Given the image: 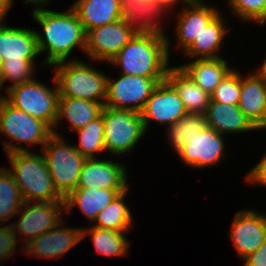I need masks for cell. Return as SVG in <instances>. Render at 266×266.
<instances>
[{
    "instance_id": "cell-1",
    "label": "cell",
    "mask_w": 266,
    "mask_h": 266,
    "mask_svg": "<svg viewBox=\"0 0 266 266\" xmlns=\"http://www.w3.org/2000/svg\"><path fill=\"white\" fill-rule=\"evenodd\" d=\"M32 17L39 23L44 33L42 35L35 31L39 53L48 52L43 66L68 61L71 51L76 46L85 51L86 33L71 7L66 12L48 9L32 11Z\"/></svg>"
},
{
    "instance_id": "cell-2",
    "label": "cell",
    "mask_w": 266,
    "mask_h": 266,
    "mask_svg": "<svg viewBox=\"0 0 266 266\" xmlns=\"http://www.w3.org/2000/svg\"><path fill=\"white\" fill-rule=\"evenodd\" d=\"M4 149L12 167V170L7 169L13 175L25 202L64 201L54 187L43 155L34 154L11 142H4Z\"/></svg>"
},
{
    "instance_id": "cell-3",
    "label": "cell",
    "mask_w": 266,
    "mask_h": 266,
    "mask_svg": "<svg viewBox=\"0 0 266 266\" xmlns=\"http://www.w3.org/2000/svg\"><path fill=\"white\" fill-rule=\"evenodd\" d=\"M170 43L168 37L135 34L109 63L120 65L121 74L166 78Z\"/></svg>"
},
{
    "instance_id": "cell-4",
    "label": "cell",
    "mask_w": 266,
    "mask_h": 266,
    "mask_svg": "<svg viewBox=\"0 0 266 266\" xmlns=\"http://www.w3.org/2000/svg\"><path fill=\"white\" fill-rule=\"evenodd\" d=\"M59 97L100 102L104 105L108 76L83 61L68 60L53 64Z\"/></svg>"
},
{
    "instance_id": "cell-5",
    "label": "cell",
    "mask_w": 266,
    "mask_h": 266,
    "mask_svg": "<svg viewBox=\"0 0 266 266\" xmlns=\"http://www.w3.org/2000/svg\"><path fill=\"white\" fill-rule=\"evenodd\" d=\"M59 134L54 129L53 135L42 147V151L54 187L65 198L76 189L86 158L75 149L74 145L64 143V138L62 139V135Z\"/></svg>"
},
{
    "instance_id": "cell-6",
    "label": "cell",
    "mask_w": 266,
    "mask_h": 266,
    "mask_svg": "<svg viewBox=\"0 0 266 266\" xmlns=\"http://www.w3.org/2000/svg\"><path fill=\"white\" fill-rule=\"evenodd\" d=\"M55 89L50 90L39 81L32 80L9 88L7 102L30 116L45 122L52 130L57 120L59 89L55 76Z\"/></svg>"
},
{
    "instance_id": "cell-7",
    "label": "cell",
    "mask_w": 266,
    "mask_h": 266,
    "mask_svg": "<svg viewBox=\"0 0 266 266\" xmlns=\"http://www.w3.org/2000/svg\"><path fill=\"white\" fill-rule=\"evenodd\" d=\"M101 114L105 149L113 155L130 152L146 132L139 112L104 106Z\"/></svg>"
},
{
    "instance_id": "cell-8",
    "label": "cell",
    "mask_w": 266,
    "mask_h": 266,
    "mask_svg": "<svg viewBox=\"0 0 266 266\" xmlns=\"http://www.w3.org/2000/svg\"><path fill=\"white\" fill-rule=\"evenodd\" d=\"M166 78H146L121 74L119 79L108 77L105 107L141 112L160 82Z\"/></svg>"
},
{
    "instance_id": "cell-9",
    "label": "cell",
    "mask_w": 266,
    "mask_h": 266,
    "mask_svg": "<svg viewBox=\"0 0 266 266\" xmlns=\"http://www.w3.org/2000/svg\"><path fill=\"white\" fill-rule=\"evenodd\" d=\"M0 133L18 142L44 146L53 135V130L45 122L6 101L0 106Z\"/></svg>"
},
{
    "instance_id": "cell-10",
    "label": "cell",
    "mask_w": 266,
    "mask_h": 266,
    "mask_svg": "<svg viewBox=\"0 0 266 266\" xmlns=\"http://www.w3.org/2000/svg\"><path fill=\"white\" fill-rule=\"evenodd\" d=\"M30 204V205H29ZM23 208V209H22ZM64 201L24 202L20 208L18 223H13L15 233L24 235L25 244L56 227L64 221L59 212L64 210ZM15 224V225H14Z\"/></svg>"
},
{
    "instance_id": "cell-11",
    "label": "cell",
    "mask_w": 266,
    "mask_h": 266,
    "mask_svg": "<svg viewBox=\"0 0 266 266\" xmlns=\"http://www.w3.org/2000/svg\"><path fill=\"white\" fill-rule=\"evenodd\" d=\"M135 34L122 19L93 28L86 33L85 53L91 60L109 63Z\"/></svg>"
},
{
    "instance_id": "cell-12",
    "label": "cell",
    "mask_w": 266,
    "mask_h": 266,
    "mask_svg": "<svg viewBox=\"0 0 266 266\" xmlns=\"http://www.w3.org/2000/svg\"><path fill=\"white\" fill-rule=\"evenodd\" d=\"M145 130L149 123L173 125L187 114L176 89L167 81L160 82L140 112Z\"/></svg>"
},
{
    "instance_id": "cell-13",
    "label": "cell",
    "mask_w": 266,
    "mask_h": 266,
    "mask_svg": "<svg viewBox=\"0 0 266 266\" xmlns=\"http://www.w3.org/2000/svg\"><path fill=\"white\" fill-rule=\"evenodd\" d=\"M230 238L242 259L254 253L266 239V215L254 210L237 212L232 222Z\"/></svg>"
},
{
    "instance_id": "cell-14",
    "label": "cell",
    "mask_w": 266,
    "mask_h": 266,
    "mask_svg": "<svg viewBox=\"0 0 266 266\" xmlns=\"http://www.w3.org/2000/svg\"><path fill=\"white\" fill-rule=\"evenodd\" d=\"M223 135L206 126L199 134L184 144L179 151L182 162L188 166L205 168L220 162L224 155Z\"/></svg>"
},
{
    "instance_id": "cell-15",
    "label": "cell",
    "mask_w": 266,
    "mask_h": 266,
    "mask_svg": "<svg viewBox=\"0 0 266 266\" xmlns=\"http://www.w3.org/2000/svg\"><path fill=\"white\" fill-rule=\"evenodd\" d=\"M125 165L111 160L86 159L76 189H128Z\"/></svg>"
},
{
    "instance_id": "cell-16",
    "label": "cell",
    "mask_w": 266,
    "mask_h": 266,
    "mask_svg": "<svg viewBox=\"0 0 266 266\" xmlns=\"http://www.w3.org/2000/svg\"><path fill=\"white\" fill-rule=\"evenodd\" d=\"M60 224L64 222L30 240L22 249L32 257L52 259L63 256L83 238L82 228L60 227Z\"/></svg>"
},
{
    "instance_id": "cell-17",
    "label": "cell",
    "mask_w": 266,
    "mask_h": 266,
    "mask_svg": "<svg viewBox=\"0 0 266 266\" xmlns=\"http://www.w3.org/2000/svg\"><path fill=\"white\" fill-rule=\"evenodd\" d=\"M178 15L177 44L186 51L218 14V9L206 6L203 0H191Z\"/></svg>"
},
{
    "instance_id": "cell-18",
    "label": "cell",
    "mask_w": 266,
    "mask_h": 266,
    "mask_svg": "<svg viewBox=\"0 0 266 266\" xmlns=\"http://www.w3.org/2000/svg\"><path fill=\"white\" fill-rule=\"evenodd\" d=\"M121 19L136 34H152L166 37L160 23L155 22L166 10L154 0H120ZM159 15V16H158Z\"/></svg>"
},
{
    "instance_id": "cell-19",
    "label": "cell",
    "mask_w": 266,
    "mask_h": 266,
    "mask_svg": "<svg viewBox=\"0 0 266 266\" xmlns=\"http://www.w3.org/2000/svg\"><path fill=\"white\" fill-rule=\"evenodd\" d=\"M39 54L35 30L0 24V56L3 61L35 60Z\"/></svg>"
},
{
    "instance_id": "cell-20",
    "label": "cell",
    "mask_w": 266,
    "mask_h": 266,
    "mask_svg": "<svg viewBox=\"0 0 266 266\" xmlns=\"http://www.w3.org/2000/svg\"><path fill=\"white\" fill-rule=\"evenodd\" d=\"M239 108L258 129H266V84L256 74L243 78Z\"/></svg>"
},
{
    "instance_id": "cell-21",
    "label": "cell",
    "mask_w": 266,
    "mask_h": 266,
    "mask_svg": "<svg viewBox=\"0 0 266 266\" xmlns=\"http://www.w3.org/2000/svg\"><path fill=\"white\" fill-rule=\"evenodd\" d=\"M208 127L220 134L239 133L258 130L246 115L240 110L239 105L210 101L204 114Z\"/></svg>"
},
{
    "instance_id": "cell-22",
    "label": "cell",
    "mask_w": 266,
    "mask_h": 266,
    "mask_svg": "<svg viewBox=\"0 0 266 266\" xmlns=\"http://www.w3.org/2000/svg\"><path fill=\"white\" fill-rule=\"evenodd\" d=\"M71 8L79 17L85 33L121 19L120 0H77Z\"/></svg>"
},
{
    "instance_id": "cell-23",
    "label": "cell",
    "mask_w": 266,
    "mask_h": 266,
    "mask_svg": "<svg viewBox=\"0 0 266 266\" xmlns=\"http://www.w3.org/2000/svg\"><path fill=\"white\" fill-rule=\"evenodd\" d=\"M166 80L176 89L187 113L205 114L211 96L180 67H169Z\"/></svg>"
},
{
    "instance_id": "cell-24",
    "label": "cell",
    "mask_w": 266,
    "mask_h": 266,
    "mask_svg": "<svg viewBox=\"0 0 266 266\" xmlns=\"http://www.w3.org/2000/svg\"><path fill=\"white\" fill-rule=\"evenodd\" d=\"M128 189H75L64 198V211H71L74 205H77L83 215L93 223L95 219L106 206H108L118 195Z\"/></svg>"
},
{
    "instance_id": "cell-25",
    "label": "cell",
    "mask_w": 266,
    "mask_h": 266,
    "mask_svg": "<svg viewBox=\"0 0 266 266\" xmlns=\"http://www.w3.org/2000/svg\"><path fill=\"white\" fill-rule=\"evenodd\" d=\"M222 57L198 59L185 65H179L190 78L205 92L211 95L215 88L233 68Z\"/></svg>"
},
{
    "instance_id": "cell-26",
    "label": "cell",
    "mask_w": 266,
    "mask_h": 266,
    "mask_svg": "<svg viewBox=\"0 0 266 266\" xmlns=\"http://www.w3.org/2000/svg\"><path fill=\"white\" fill-rule=\"evenodd\" d=\"M103 108L104 105L100 102L59 97L55 127L60 123V119L65 118L70 122V129L77 131L99 117Z\"/></svg>"
},
{
    "instance_id": "cell-27",
    "label": "cell",
    "mask_w": 266,
    "mask_h": 266,
    "mask_svg": "<svg viewBox=\"0 0 266 266\" xmlns=\"http://www.w3.org/2000/svg\"><path fill=\"white\" fill-rule=\"evenodd\" d=\"M223 17L219 13L205 28H203L199 37L195 39L192 45L185 51L190 58L200 57L219 58L217 50L220 49L224 37L227 33V26L224 24ZM216 52V53H215Z\"/></svg>"
},
{
    "instance_id": "cell-28",
    "label": "cell",
    "mask_w": 266,
    "mask_h": 266,
    "mask_svg": "<svg viewBox=\"0 0 266 266\" xmlns=\"http://www.w3.org/2000/svg\"><path fill=\"white\" fill-rule=\"evenodd\" d=\"M87 228H82V238L89 234L97 253L110 257L127 254L129 243L124 232L128 231H115L94 226Z\"/></svg>"
},
{
    "instance_id": "cell-29",
    "label": "cell",
    "mask_w": 266,
    "mask_h": 266,
    "mask_svg": "<svg viewBox=\"0 0 266 266\" xmlns=\"http://www.w3.org/2000/svg\"><path fill=\"white\" fill-rule=\"evenodd\" d=\"M125 191L118 195L108 206L98 213L94 227L110 229L115 231H128L132 227V214L130 208L124 202L126 198Z\"/></svg>"
},
{
    "instance_id": "cell-30",
    "label": "cell",
    "mask_w": 266,
    "mask_h": 266,
    "mask_svg": "<svg viewBox=\"0 0 266 266\" xmlns=\"http://www.w3.org/2000/svg\"><path fill=\"white\" fill-rule=\"evenodd\" d=\"M24 199L7 167L0 168V223L18 214Z\"/></svg>"
},
{
    "instance_id": "cell-31",
    "label": "cell",
    "mask_w": 266,
    "mask_h": 266,
    "mask_svg": "<svg viewBox=\"0 0 266 266\" xmlns=\"http://www.w3.org/2000/svg\"><path fill=\"white\" fill-rule=\"evenodd\" d=\"M206 126L205 115L187 113L176 123L169 125L168 138L176 152L179 153L184 144L199 134Z\"/></svg>"
},
{
    "instance_id": "cell-32",
    "label": "cell",
    "mask_w": 266,
    "mask_h": 266,
    "mask_svg": "<svg viewBox=\"0 0 266 266\" xmlns=\"http://www.w3.org/2000/svg\"><path fill=\"white\" fill-rule=\"evenodd\" d=\"M79 135V146L75 149L86 159L96 158V152L106 151L104 143V123L101 114L84 128L76 131Z\"/></svg>"
},
{
    "instance_id": "cell-33",
    "label": "cell",
    "mask_w": 266,
    "mask_h": 266,
    "mask_svg": "<svg viewBox=\"0 0 266 266\" xmlns=\"http://www.w3.org/2000/svg\"><path fill=\"white\" fill-rule=\"evenodd\" d=\"M35 61L34 60H15V61H3L2 73L4 84L7 81L14 82L11 87L22 85L24 83L34 80L32 76L35 73Z\"/></svg>"
},
{
    "instance_id": "cell-34",
    "label": "cell",
    "mask_w": 266,
    "mask_h": 266,
    "mask_svg": "<svg viewBox=\"0 0 266 266\" xmlns=\"http://www.w3.org/2000/svg\"><path fill=\"white\" fill-rule=\"evenodd\" d=\"M241 94V74L232 70L210 95V101L226 104H239Z\"/></svg>"
},
{
    "instance_id": "cell-35",
    "label": "cell",
    "mask_w": 266,
    "mask_h": 266,
    "mask_svg": "<svg viewBox=\"0 0 266 266\" xmlns=\"http://www.w3.org/2000/svg\"><path fill=\"white\" fill-rule=\"evenodd\" d=\"M229 3L242 20L266 23V0H229Z\"/></svg>"
},
{
    "instance_id": "cell-36",
    "label": "cell",
    "mask_w": 266,
    "mask_h": 266,
    "mask_svg": "<svg viewBox=\"0 0 266 266\" xmlns=\"http://www.w3.org/2000/svg\"><path fill=\"white\" fill-rule=\"evenodd\" d=\"M17 243V235L12 224L0 226V261L7 260V257L14 254Z\"/></svg>"
},
{
    "instance_id": "cell-37",
    "label": "cell",
    "mask_w": 266,
    "mask_h": 266,
    "mask_svg": "<svg viewBox=\"0 0 266 266\" xmlns=\"http://www.w3.org/2000/svg\"><path fill=\"white\" fill-rule=\"evenodd\" d=\"M246 175L248 183L266 186V154Z\"/></svg>"
},
{
    "instance_id": "cell-38",
    "label": "cell",
    "mask_w": 266,
    "mask_h": 266,
    "mask_svg": "<svg viewBox=\"0 0 266 266\" xmlns=\"http://www.w3.org/2000/svg\"><path fill=\"white\" fill-rule=\"evenodd\" d=\"M244 266H266V239L265 242L252 254L243 259Z\"/></svg>"
},
{
    "instance_id": "cell-39",
    "label": "cell",
    "mask_w": 266,
    "mask_h": 266,
    "mask_svg": "<svg viewBox=\"0 0 266 266\" xmlns=\"http://www.w3.org/2000/svg\"><path fill=\"white\" fill-rule=\"evenodd\" d=\"M11 9L9 0H0V24L6 17L7 12Z\"/></svg>"
},
{
    "instance_id": "cell-40",
    "label": "cell",
    "mask_w": 266,
    "mask_h": 266,
    "mask_svg": "<svg viewBox=\"0 0 266 266\" xmlns=\"http://www.w3.org/2000/svg\"><path fill=\"white\" fill-rule=\"evenodd\" d=\"M157 4L161 5L164 8L173 7L176 2L179 0H154ZM183 5L188 4L191 0H181Z\"/></svg>"
},
{
    "instance_id": "cell-41",
    "label": "cell",
    "mask_w": 266,
    "mask_h": 266,
    "mask_svg": "<svg viewBox=\"0 0 266 266\" xmlns=\"http://www.w3.org/2000/svg\"><path fill=\"white\" fill-rule=\"evenodd\" d=\"M9 1H10V5L12 7L13 0H9ZM48 1L49 0H25V3L26 4H28V3L39 4V6L38 7L36 6V8L33 10V11H39V10H43L44 9L43 4H46V2L48 3Z\"/></svg>"
},
{
    "instance_id": "cell-42",
    "label": "cell",
    "mask_w": 266,
    "mask_h": 266,
    "mask_svg": "<svg viewBox=\"0 0 266 266\" xmlns=\"http://www.w3.org/2000/svg\"><path fill=\"white\" fill-rule=\"evenodd\" d=\"M262 67L259 68V71H256L255 73L263 80V82L266 84V59L264 60Z\"/></svg>"
},
{
    "instance_id": "cell-43",
    "label": "cell",
    "mask_w": 266,
    "mask_h": 266,
    "mask_svg": "<svg viewBox=\"0 0 266 266\" xmlns=\"http://www.w3.org/2000/svg\"><path fill=\"white\" fill-rule=\"evenodd\" d=\"M3 85H4V81H3V78H2V76H1V74H0V90H1V88L3 87ZM0 95H1V94H0ZM7 99H8V96H4V97H3V95H1V96H0V106H1L4 102H6Z\"/></svg>"
},
{
    "instance_id": "cell-44",
    "label": "cell",
    "mask_w": 266,
    "mask_h": 266,
    "mask_svg": "<svg viewBox=\"0 0 266 266\" xmlns=\"http://www.w3.org/2000/svg\"><path fill=\"white\" fill-rule=\"evenodd\" d=\"M3 59L0 56V74L2 73Z\"/></svg>"
}]
</instances>
